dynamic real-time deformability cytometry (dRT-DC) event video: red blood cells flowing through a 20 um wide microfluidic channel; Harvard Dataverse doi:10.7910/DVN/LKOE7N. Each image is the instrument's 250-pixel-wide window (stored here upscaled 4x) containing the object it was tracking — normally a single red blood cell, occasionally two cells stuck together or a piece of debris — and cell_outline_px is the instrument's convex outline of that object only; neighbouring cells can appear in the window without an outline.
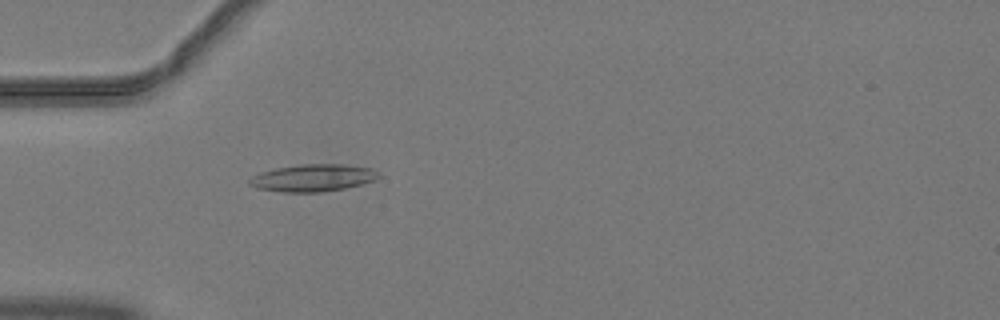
{"species": "common noctule bat (a hibernating species)", "species_latin": "Nyctalus noctula", "temperature_condition": "warm", "stored_images_in_passage": 52, "camera_frame_rate_fps": 3000, "um_per_image_px": 0.085, "animal": {"sex": "male", "body_mass_g": 19.2, "forearm_length_mm": 51.8}, "frame": {"image": 1, "passage_image": 17, "time_ms": 5.333, "image_size_px": [1000, 320], "cell_outline_px": [[380, 176], [372, 180], [360, 184], [344, 188], [320, 192], [284, 192], [256, 188], [248, 184], [248, 180], [252, 176], [260, 172], [276, 168], [300, 164], [344, 164], [372, 168]], "centroid_in_image_um": [26.54, 15.11], "position_along_channel_um": 58.5, "area_um2": 20.35}}
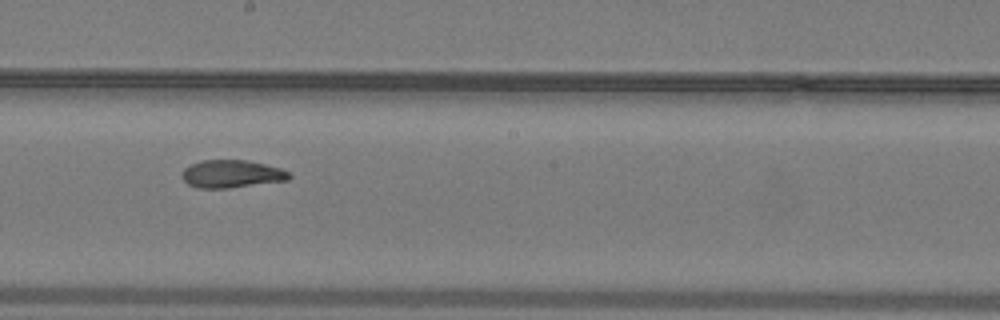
{"frame": {"image": 2, "passage_image": 30, "time_ms": 9.667, "image_size_px": [1000, 320], "cell_outline_px": [[292, 176], [288, 180], [228, 188], [196, 188], [188, 184], [180, 176], [180, 172], [184, 168], [200, 160], [244, 160], [264, 164], [280, 168], [288, 172]], "centroid_in_image_um": [19.64, 14.78], "position_along_channel_um": 228.6, "area_um2": 17.34}}
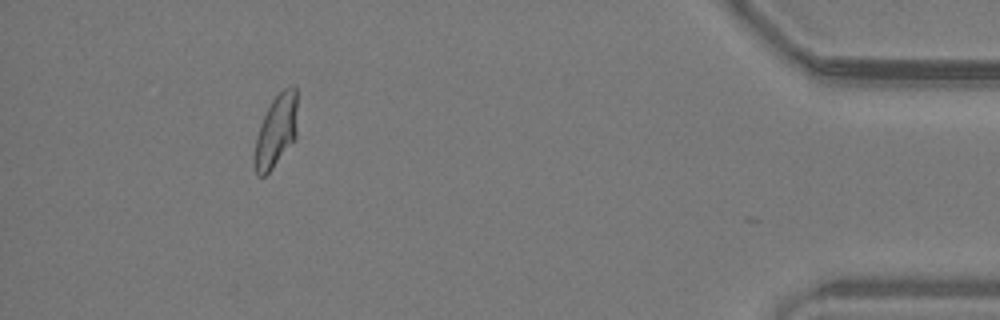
{"frame": {"image": 3, "passage_image": 48, "time_ms": 15.667, "image_size_px": [1000, 320], "cell_outline_px": [[296, 136], [272, 168], [264, 176], [256, 176], [252, 164], [252, 156], [256, 136], [260, 124], [272, 100], [288, 84], [296, 84]], "centroid_in_image_um": [23.42, 11.14], "position_along_channel_um": 411.8, "area_um2": 18.21}, "authors_computed_cell_mechanics": {"area_um2": 18.6116, "velocity_mm_per_s": 4.041, "shape_relaxation_time_tau1_ms": 7.4478, "shape_relaxation_time_tau2_ms": 2.702, "deformation_change_tau1": 0.1929, "deformation_change_tau2": 0.0927}}